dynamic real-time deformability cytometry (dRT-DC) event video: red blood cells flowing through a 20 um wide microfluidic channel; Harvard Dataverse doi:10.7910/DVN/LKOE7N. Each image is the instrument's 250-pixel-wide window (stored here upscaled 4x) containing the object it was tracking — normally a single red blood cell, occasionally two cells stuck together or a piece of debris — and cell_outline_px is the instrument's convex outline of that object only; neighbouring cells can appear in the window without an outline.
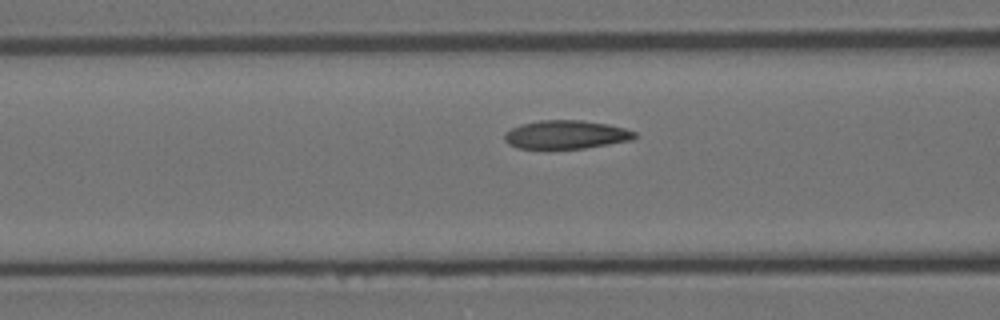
{"species": "Egyptian fruit bat (a non-hibernating species)", "species_latin": "Rousettus aegyptiacus", "temperature_condition": "room temperature", "stored_images_in_passage": 13, "camera_frame_rate_fps": 3000, "um_per_image_px": 0.085, "animal": {"sex": "female"}, "frame": {"image": 1, "passage_image": 11, "time_ms": 3.333, "image_size_px": [1000, 320], "cell_outline_px": [[636, 136], [632, 140], [584, 148], [516, 148], [508, 144], [504, 140], [504, 132], [520, 124], [540, 120], [580, 120], [608, 124], [624, 128], [636, 132]], "centroid_in_image_um": [48.08, 11.43], "position_along_channel_um": 118.5, "area_um2": 21.56}}